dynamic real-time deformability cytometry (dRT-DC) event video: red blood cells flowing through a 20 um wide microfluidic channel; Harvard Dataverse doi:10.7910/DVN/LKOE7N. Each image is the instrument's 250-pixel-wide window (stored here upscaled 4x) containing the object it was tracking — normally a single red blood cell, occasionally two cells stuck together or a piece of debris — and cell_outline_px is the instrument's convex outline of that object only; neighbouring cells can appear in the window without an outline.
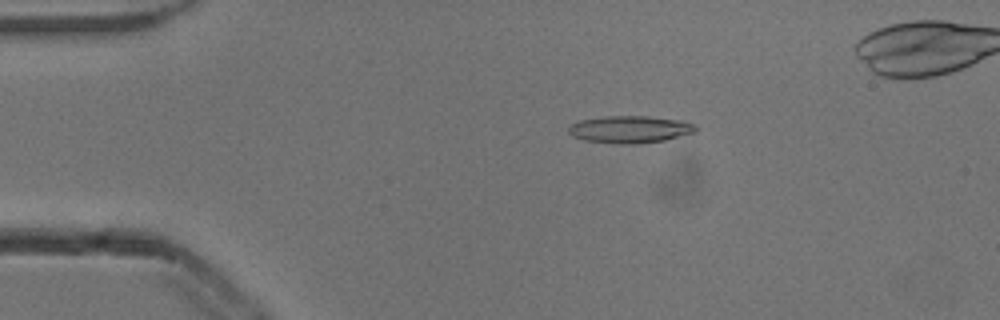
{"species": "common noctule bat (a hibernating species)", "species_latin": "Nyctalus noctula", "temperature_condition": "cold", "stored_images_in_passage": 53, "camera_frame_rate_fps": 3000, "um_per_image_px": 0.085, "animal": {"sex": "male", "body_mass_g": 13.3}, "frame": {"image": 1, "passage_image": 10, "time_ms": 3.0, "image_size_px": [1000, 320], "cell_outline_px": [[696, 132], [664, 140], [636, 144], [616, 144], [584, 140], [572, 136], [568, 132], [568, 128], [572, 124], [580, 120], [604, 116], [648, 116], [684, 120], [696, 124]], "centroid_in_image_um": [53.56, 10.99], "position_along_channel_um": 31.4, "area_um2": 20.35}}
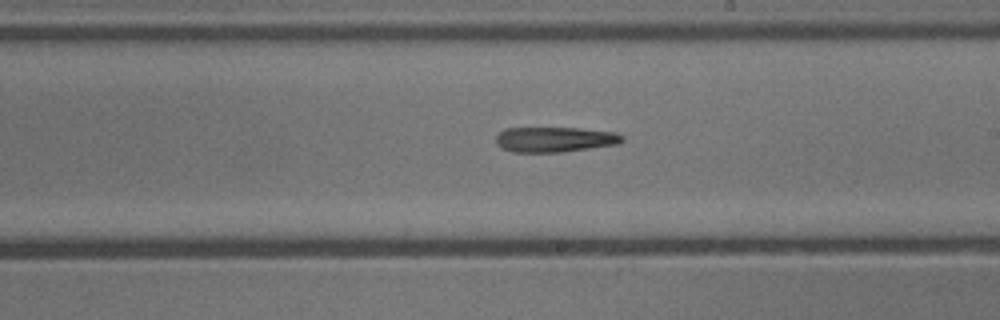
{"frame": {"image": 2, "passage_image": 30, "time_ms": 9.667, "image_size_px": [1000, 320], "cell_outline_px": [[624, 140], [620, 144], [560, 152], [512, 152], [500, 148], [496, 144], [496, 136], [504, 128], [580, 128], [616, 132], [624, 136]], "centroid_in_image_um": [47.16, 11.85], "position_along_channel_um": 241.8, "area_um2": 18.73}}
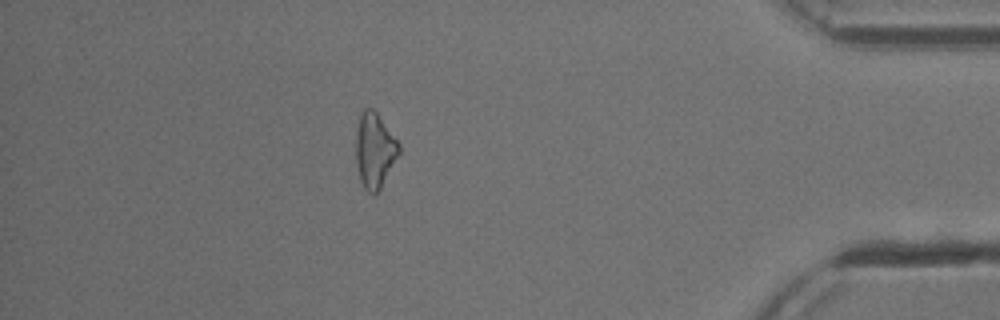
{"frame": {"image": 3, "passage_image": 46, "time_ms": 15.0, "image_size_px": [1000, 320], "cell_outline_px": [[400, 152], [380, 188], [376, 192], [368, 192], [364, 188], [360, 180], [356, 164], [356, 132], [360, 112], [364, 108], [372, 108], [376, 112], [400, 144]], "centroid_in_image_um": [31.82, 12.75], "position_along_channel_um": 403.4, "area_um2": 18.61}, "authors_computed_cell_mechanics": {"area_um2": 19.2474, "velocity_mm_per_s": 3.8936, "shape_relaxation_time_tau1_ms": 9.3208, "shape_relaxation_time_tau2_ms": null, "deformation_change_tau1": 0.24, "deformation_change_tau2": null}}